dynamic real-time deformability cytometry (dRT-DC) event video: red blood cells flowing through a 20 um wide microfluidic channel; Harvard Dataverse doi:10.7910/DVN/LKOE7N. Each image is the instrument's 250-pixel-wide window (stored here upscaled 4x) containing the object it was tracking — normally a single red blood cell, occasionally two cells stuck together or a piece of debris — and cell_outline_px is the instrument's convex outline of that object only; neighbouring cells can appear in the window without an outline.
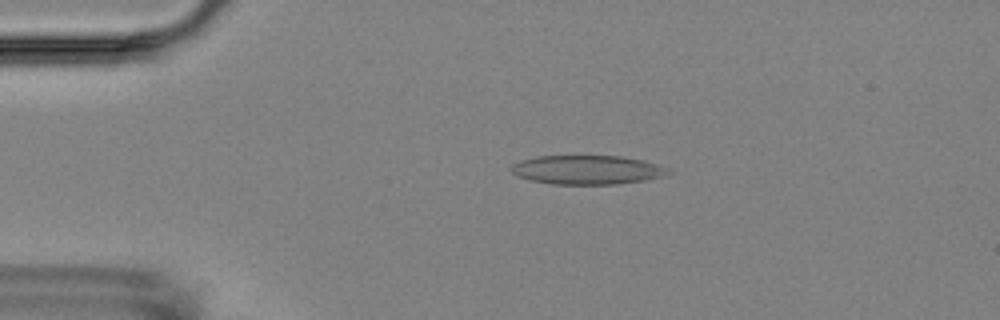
{"species": "Egyptian fruit bat (a non-hibernating species)", "species_latin": "Rousettus aegyptiacus", "temperature_condition": "room temperature", "stored_images_in_passage": 5, "camera_frame_rate_fps": 3000, "um_per_image_px": 0.085, "animal": {"sex": "female"}, "frame": {"image": 1, "passage_image": 3, "time_ms": 2.0, "image_size_px": [1000, 320], "cell_outline_px": [[672, 172], [664, 176], [644, 180], [616, 184], [552, 184], [528, 180], [516, 176], [512, 172], [512, 164], [520, 160], [536, 156], [620, 156], [644, 160], [668, 168]], "centroid_in_image_um": [49.89, 14.43], "position_along_channel_um": 35.1, "area_um2": 26.65}}